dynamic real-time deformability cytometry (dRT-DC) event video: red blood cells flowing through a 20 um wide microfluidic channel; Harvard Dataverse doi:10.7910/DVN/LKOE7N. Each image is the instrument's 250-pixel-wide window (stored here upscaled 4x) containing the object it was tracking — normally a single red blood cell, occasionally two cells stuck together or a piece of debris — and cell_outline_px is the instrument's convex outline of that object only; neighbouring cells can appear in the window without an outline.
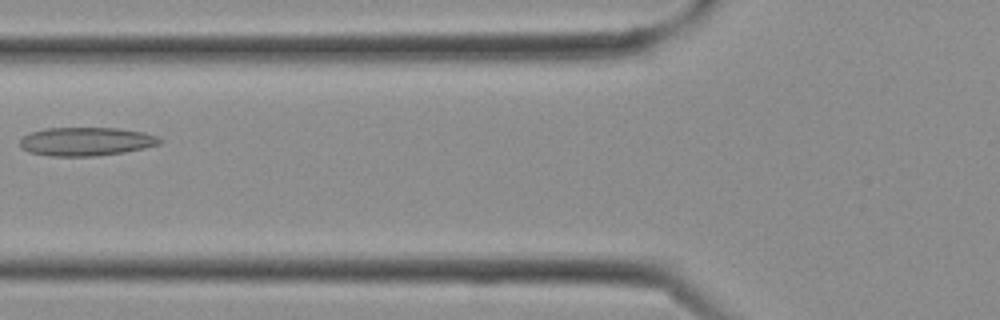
{"species": "Egyptian fruit bat (a non-hibernating species)", "species_latin": "Rousettus aegyptiacus", "temperature_condition": "cold", "stored_images_in_passage": 11, "camera_frame_rate_fps": 3000, "um_per_image_px": 0.085, "frame": {"image": 1, "passage_image": 3, "time_ms": 0.667, "image_size_px": [1000, 320], "cell_outline_px": [[164, 140], [160, 144], [144, 148], [124, 152], [96, 156], [48, 156], [28, 152], [20, 148], [20, 140], [24, 136], [32, 132], [44, 128], [120, 128], [144, 132], [156, 136]], "centroid_in_image_um": [7.32, 12.03], "position_along_channel_um": 118.5, "area_um2": 23.41}}
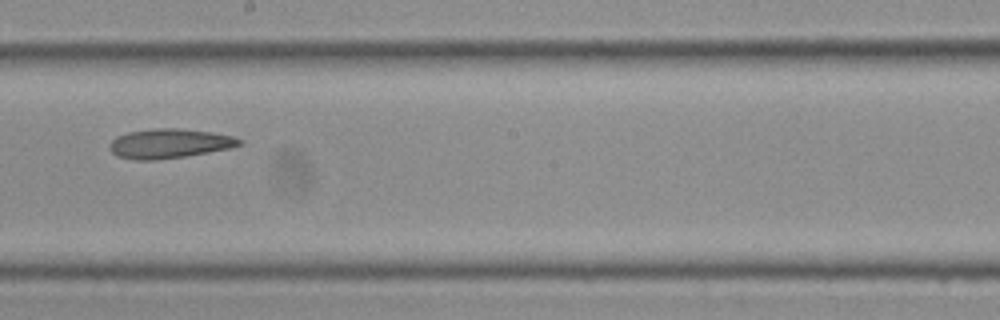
{"frame": {"image": 2, "passage_image": 8, "time_ms": 2.333, "image_size_px": [1000, 320], "cell_outline_px": [[244, 144], [228, 148], [208, 152], [184, 156], [156, 160], [136, 160], [116, 156], [108, 148], [108, 144], [116, 136], [128, 132], [152, 128], [180, 128], [212, 132], [232, 136], [244, 140]], "centroid_in_image_um": [14.37, 12.19], "position_along_channel_um": 233.8, "area_um2": 22.43}}
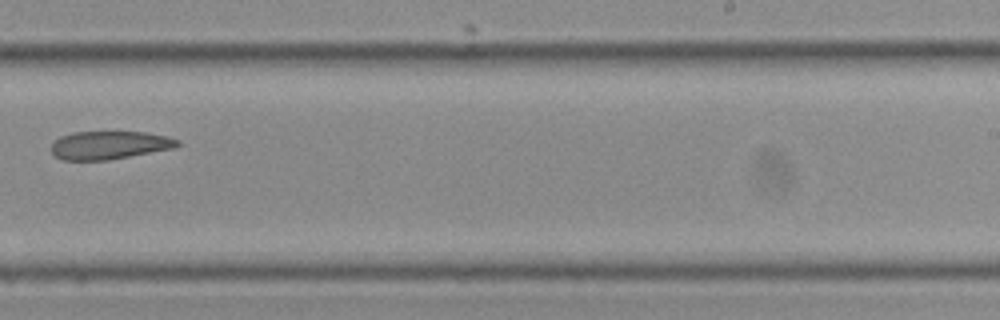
{"frame": {"image": 3, "passage_image": 10, "time_ms": 3.0, "image_size_px": [1000, 320], "cell_outline_px": [[180, 144], [176, 148], [108, 160], [64, 160], [56, 156], [52, 152], [52, 144], [60, 136], [72, 132], [144, 132], [168, 136], [180, 140]], "centroid_in_image_um": [9.34, 12.33], "position_along_channel_um": 279.7, "area_um2": 20.75}}